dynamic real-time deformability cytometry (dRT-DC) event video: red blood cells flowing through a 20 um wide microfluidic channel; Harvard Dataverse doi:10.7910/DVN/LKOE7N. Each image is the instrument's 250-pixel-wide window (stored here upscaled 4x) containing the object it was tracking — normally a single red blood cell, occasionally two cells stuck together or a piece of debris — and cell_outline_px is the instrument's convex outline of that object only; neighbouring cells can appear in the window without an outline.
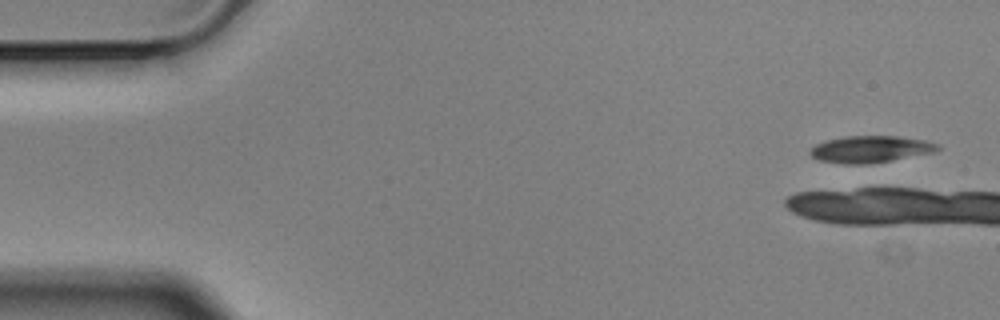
{"species": "Egyptian fruit bat (a non-hibernating species)", "species_latin": "Rousettus aegyptiacus", "temperature_condition": "cold", "stored_images_in_passage": 6, "camera_frame_rate_fps": 3000, "um_per_image_px": 0.085, "animal": {"sex": "male"}, "frame": {"image": 1, "passage_image": 1, "time_ms": 0.0, "image_size_px": [1000, 320], "cell_outline_px": [[940, 148], [932, 152], [888, 160], [864, 164], [844, 164], [820, 160], [812, 156], [808, 152], [816, 144], [828, 140], [844, 136], [896, 136], [924, 140], [940, 144]], "centroid_in_image_um": [73.96, 12.67], "position_along_channel_um": 11.0, "area_um2": 19.48}}